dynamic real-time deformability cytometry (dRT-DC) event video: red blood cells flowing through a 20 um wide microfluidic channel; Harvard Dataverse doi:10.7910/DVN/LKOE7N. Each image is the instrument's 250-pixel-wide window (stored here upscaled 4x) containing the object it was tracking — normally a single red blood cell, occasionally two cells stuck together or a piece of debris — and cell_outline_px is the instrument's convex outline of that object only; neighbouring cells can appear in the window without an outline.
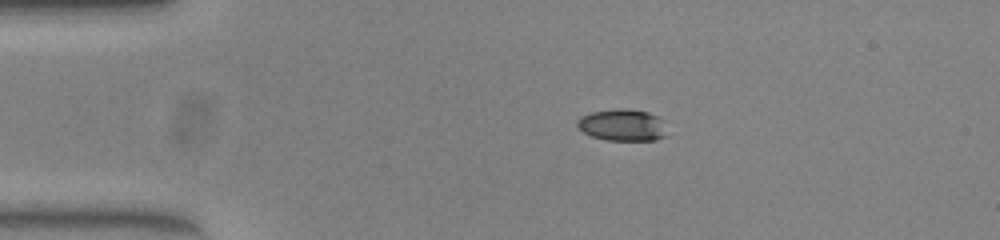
{"species": "common noctule bat (a hibernating species)", "species_latin": "Nyctalus noctula", "temperature_condition": "warm", "stored_images_in_passage": 43, "camera_frame_rate_fps": 3000, "um_per_image_px": 0.085, "animal": {"sex": "female", "body_mass_g": 23.0, "forearm_length_mm": 53.4}, "frame": {"image": 1, "passage_image": 1, "time_ms": 0.0, "image_size_px": [1000, 240], "cell_outline_px": [[668, 136], [656, 140], [608, 140], [592, 136], [584, 132], [576, 124], [580, 116], [592, 112], [616, 108], [628, 108], [648, 112], [656, 116], [660, 120]], "centroid_in_image_um": [52.9, 10.62], "position_along_channel_um": 32.1, "area_um2": 16.53}}
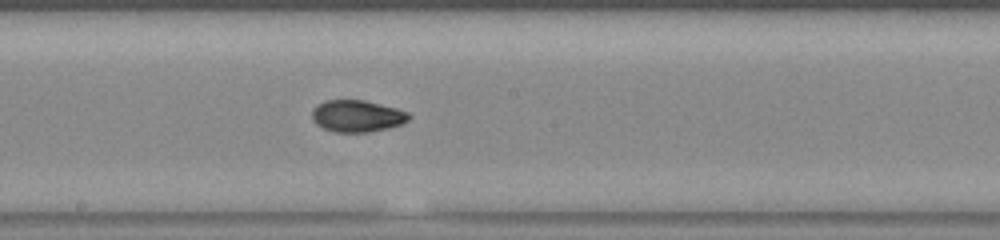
{"frame": {"image": 2, "passage_image": 19, "time_ms": 6.0, "image_size_px": [1000, 240], "cell_outline_px": [[412, 116], [408, 120], [400, 124], [388, 128], [368, 132], [336, 132], [324, 128], [316, 124], [312, 120], [312, 108], [316, 104], [324, 100], [364, 100], [396, 108], [408, 112]], "centroid_in_image_um": [30.32, 9.85], "position_along_channel_um": 217.9, "area_um2": 18.03}}
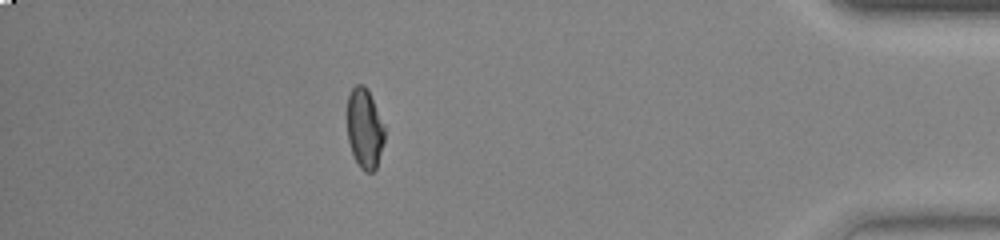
{"frame": {"image": 3, "passage_image": 37, "time_ms": 12.0, "image_size_px": [1000, 240], "cell_outline_px": [[384, 140], [376, 168], [372, 172], [364, 172], [360, 168], [352, 152], [348, 140], [348, 96], [352, 88], [356, 84], [364, 84], [384, 124]], "centroid_in_image_um": [30.99, 10.94], "position_along_channel_um": 404.2, "area_um2": 17.11}, "authors_computed_cell_mechanics": {"area_um2": 17.8024, "velocity_mm_per_s": 3.9123, "shape_relaxation_time_tau1_ms": null, "shape_relaxation_time_tau2_ms": 2.1228, "deformation_change_tau1": null, "deformation_change_tau2": 0.0622}}